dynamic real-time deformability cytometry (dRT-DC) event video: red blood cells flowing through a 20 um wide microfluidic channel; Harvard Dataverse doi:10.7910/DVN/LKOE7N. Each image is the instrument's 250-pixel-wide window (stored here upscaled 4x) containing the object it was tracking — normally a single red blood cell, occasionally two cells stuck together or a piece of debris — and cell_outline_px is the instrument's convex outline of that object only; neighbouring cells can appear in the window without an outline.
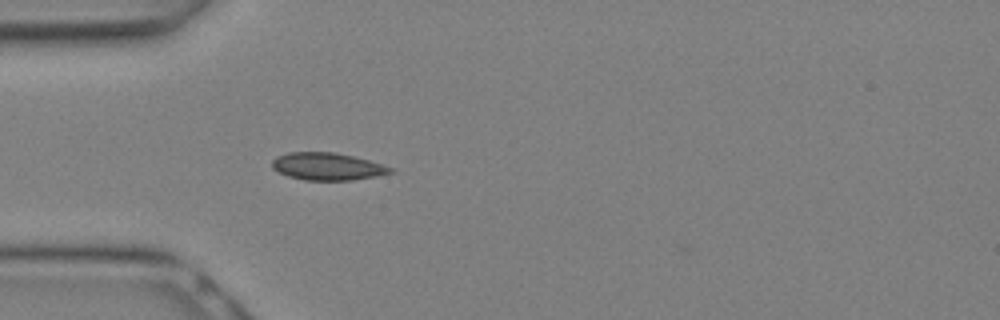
{"species": "Egyptian fruit bat (a non-hibernating species)", "species_latin": "Rousettus aegyptiacus", "temperature_condition": "warm", "stored_images_in_passage": 12, "camera_frame_rate_fps": 3000, "um_per_image_px": 0.085, "animal": {"sex": "female"}, "frame": {"image": 1, "passage_image": 2, "time_ms": 0.333, "image_size_px": [1000, 320], "cell_outline_px": [[396, 172], [376, 176], [352, 180], [304, 180], [288, 176], [272, 168], [272, 160], [276, 156], [288, 152], [332, 152], [352, 156], [368, 160], [392, 168]], "centroid_in_image_um": [27.81, 14.15], "position_along_channel_um": 57.2, "area_um2": 18.79}}
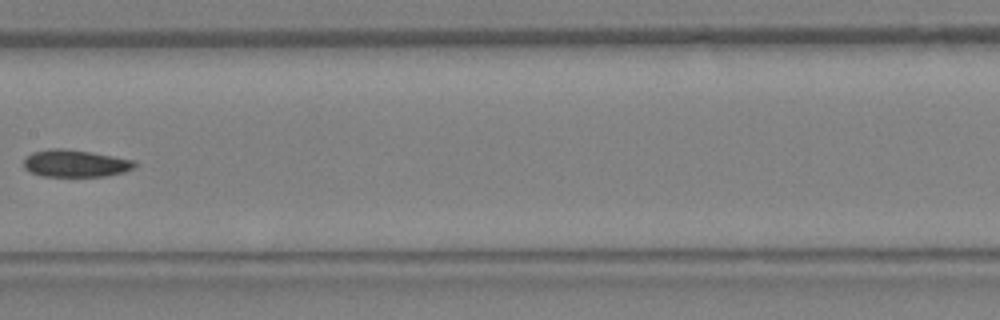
{"frame": {"image": 2, "passage_image": 8, "time_ms": 2.333, "image_size_px": [1000, 320], "cell_outline_px": [[136, 168], [124, 172], [104, 176], [40, 176], [28, 172], [24, 168], [24, 160], [32, 152], [48, 148], [60, 148], [88, 152], [136, 160]], "centroid_in_image_um": [6.39, 13.9], "position_along_channel_um": 201.0, "area_um2": 17.63}}
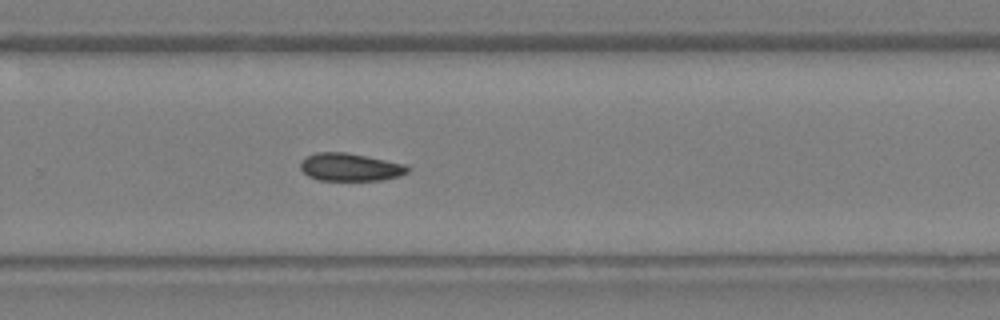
{"frame": {"image": 3, "passage_image": 12, "time_ms": 3.667, "image_size_px": [1000, 320], "cell_outline_px": [[412, 168], [408, 172], [400, 176], [380, 180], [320, 180], [308, 176], [300, 168], [300, 164], [308, 156], [316, 152], [348, 152], [404, 164]], "centroid_in_image_um": [29.79, 14.2], "position_along_channel_um": 300.0, "area_um2": 17.28}}